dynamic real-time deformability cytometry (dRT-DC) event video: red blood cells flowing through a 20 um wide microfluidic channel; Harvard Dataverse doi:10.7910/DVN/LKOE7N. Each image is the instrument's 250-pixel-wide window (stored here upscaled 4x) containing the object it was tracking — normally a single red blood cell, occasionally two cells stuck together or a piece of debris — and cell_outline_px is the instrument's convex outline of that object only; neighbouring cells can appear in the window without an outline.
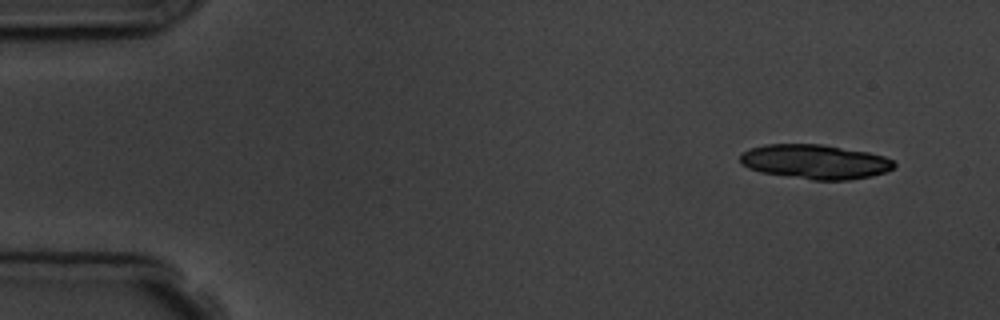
{"species": "common noctule bat (a hibernating species)", "species_latin": "Nyctalus noctula", "temperature_condition": "room temperature", "stored_images_in_passage": 2, "camera_frame_rate_fps": 3000, "um_per_image_px": 0.085, "animal": {"sex": "male", "body_mass_g": 19.5, "forearm_length_mm": 54.6}, "frame": {"image": 1, "passage_image": 2, "time_ms": 1.333, "image_size_px": [1000, 320], "cell_outline_px": [[896, 164], [892, 168], [884, 172], [872, 176], [848, 180], [812, 180], [760, 172], [748, 168], [740, 164], [740, 156], [744, 152], [752, 148], [764, 144], [820, 144], [868, 152], [884, 156], [892, 160]], "centroid_in_image_um": [69.27, 13.75], "position_along_channel_um": 15.7, "area_um2": 30.87}}